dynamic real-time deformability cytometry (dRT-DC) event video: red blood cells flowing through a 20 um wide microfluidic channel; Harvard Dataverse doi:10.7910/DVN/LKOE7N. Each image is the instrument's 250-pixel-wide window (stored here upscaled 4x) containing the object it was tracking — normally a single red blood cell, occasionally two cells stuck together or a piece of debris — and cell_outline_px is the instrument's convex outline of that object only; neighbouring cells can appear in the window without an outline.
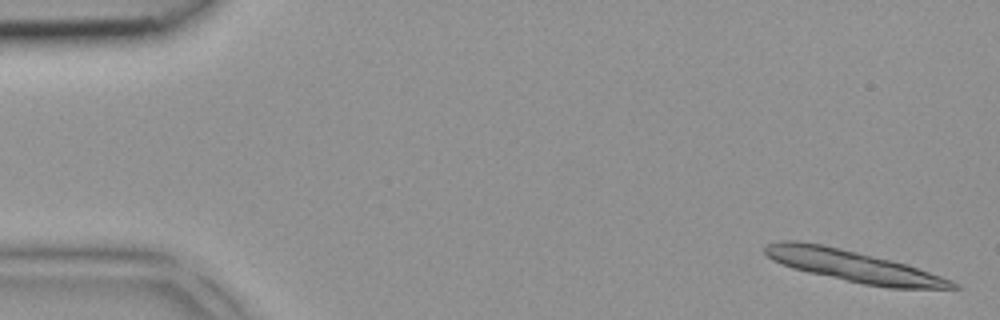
{"species": "common noctule bat (a hibernating species)", "species_latin": "Nyctalus noctula", "temperature_condition": "room temperature", "stored_images_in_passage": 5, "camera_frame_rate_fps": 3000, "um_per_image_px": 0.085, "animal": {"sex": "female", "body_mass_g": 18.4}, "frame": {"image": 1, "passage_image": 1, "time_ms": 0.0, "image_size_px": [1000, 320], "cell_outline_px": [[960, 288], [888, 288], [864, 284], [808, 272], [792, 268], [772, 260], [764, 252], [764, 248], [768, 244], [780, 240], [796, 240], [824, 244], [892, 260], [952, 280], [960, 284]], "centroid_in_image_um": [72.49, 22.6], "position_along_channel_um": 12.5, "area_um2": 34.1}}
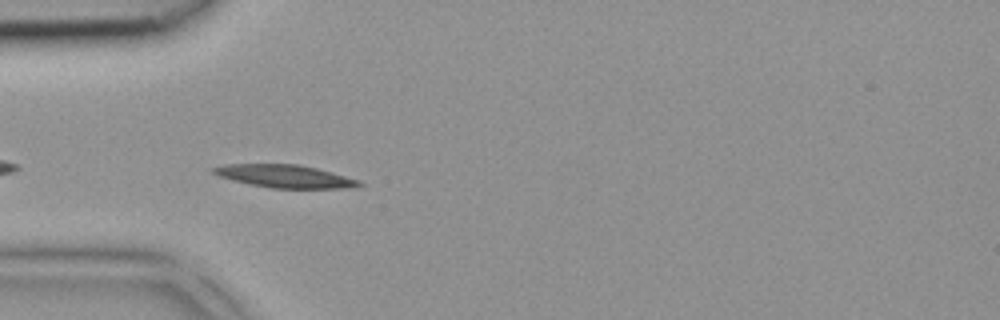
{"frame": {"image": 2, "passage_image": 4, "time_ms": 1.0, "image_size_px": [1000, 320], "cell_outline_px": [[364, 184], [356, 188], [272, 188], [232, 180], [216, 176], [208, 168], [224, 164], [300, 164], [332, 172], [360, 180]], "centroid_in_image_um": [24.2, 14.97], "position_along_channel_um": 60.8, "area_um2": 19.59}}